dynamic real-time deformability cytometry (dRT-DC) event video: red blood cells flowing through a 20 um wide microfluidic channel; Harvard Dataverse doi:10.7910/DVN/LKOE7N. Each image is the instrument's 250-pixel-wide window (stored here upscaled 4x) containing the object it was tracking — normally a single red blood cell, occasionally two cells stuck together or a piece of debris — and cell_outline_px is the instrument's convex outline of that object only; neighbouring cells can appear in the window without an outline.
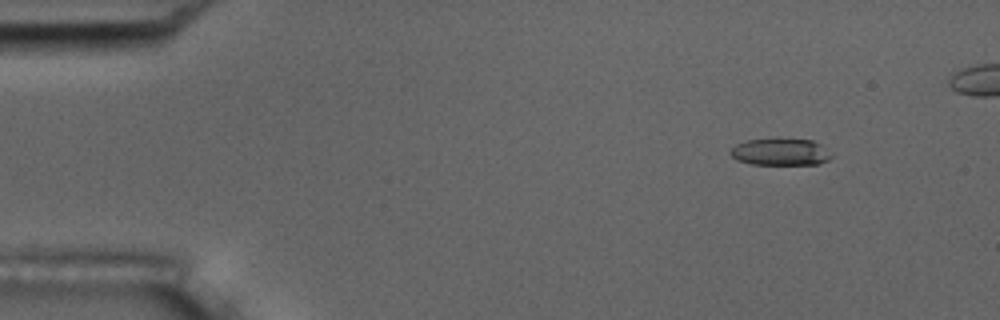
{"species": "common noctule bat (a hibernating species)", "species_latin": "Nyctalus noctula", "temperature_condition": "room temperature", "stored_images_in_passage": 6, "camera_frame_rate_fps": 3000, "um_per_image_px": 0.085, "animal": {"sex": "male", "body_mass_g": 17.5, "forearm_length_mm": 52.3}, "frame": {"image": 1, "passage_image": 2, "time_ms": 0.333, "image_size_px": [1000, 320], "cell_outline_px": [[832, 156], [828, 160], [820, 164], [752, 164], [736, 160], [728, 152], [736, 144], [748, 140], [776, 136], [812, 140], [820, 144]], "centroid_in_image_um": [66.3, 12.87], "position_along_channel_um": 18.7, "area_um2": 16.36}}